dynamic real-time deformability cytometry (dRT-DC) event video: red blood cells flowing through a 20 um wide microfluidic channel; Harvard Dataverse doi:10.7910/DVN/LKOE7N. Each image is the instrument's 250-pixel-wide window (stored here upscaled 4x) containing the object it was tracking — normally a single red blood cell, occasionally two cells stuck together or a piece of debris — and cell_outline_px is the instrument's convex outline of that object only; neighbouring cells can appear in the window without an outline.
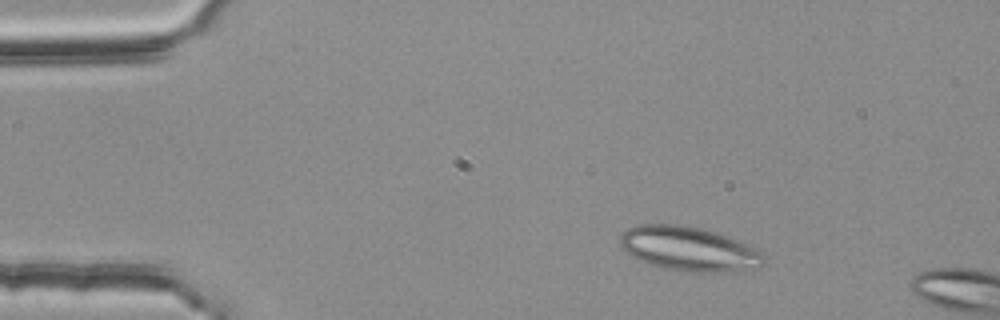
{"species": "common noctule bat (a hibernating species)", "species_latin": "Nyctalus noctula", "temperature_condition": "room temperature", "stored_images_in_passage": 5, "camera_frame_rate_fps": 3000, "um_per_image_px": 0.085, "animal": {"sex": "female", "body_mass_g": 25.1}, "frame": {"image": 1, "passage_image": 1, "time_ms": 0.0, "image_size_px": [1000, 320], "cell_outline_px": [[768, 260], [760, 264], [724, 272], [684, 272], [664, 268], [636, 260], [620, 248], [620, 236], [628, 228], [636, 224], [680, 224], [704, 228], [740, 240], [760, 248], [764, 252]], "centroid_in_image_um": [58.54, 21.13], "position_along_channel_um": 26.5, "area_um2": 37.63}}